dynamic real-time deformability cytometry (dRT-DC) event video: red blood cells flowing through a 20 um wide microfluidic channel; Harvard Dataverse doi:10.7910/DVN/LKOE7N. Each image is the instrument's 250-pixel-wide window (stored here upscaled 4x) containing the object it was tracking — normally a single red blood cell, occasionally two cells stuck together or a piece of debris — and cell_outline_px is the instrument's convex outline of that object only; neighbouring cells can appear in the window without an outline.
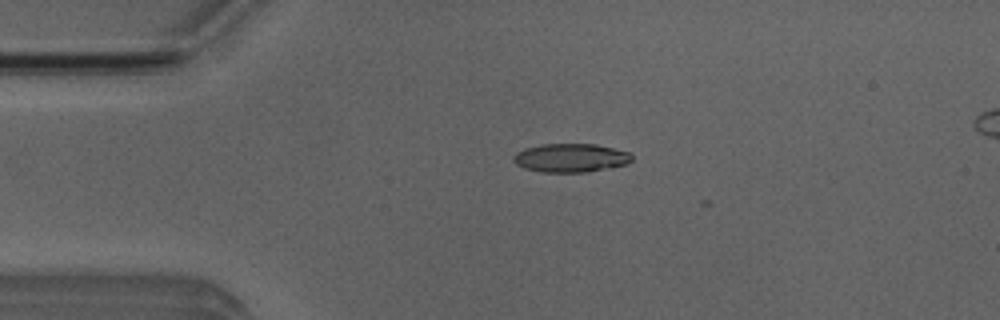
{"species": "Egyptian fruit bat (a non-hibernating species)", "species_latin": "Rousettus aegyptiacus", "temperature_condition": "room temperature", "stored_images_in_passage": 3, "camera_frame_rate_fps": 3000, "um_per_image_px": 0.085, "animal": {"sex": "male"}, "frame": {"image": 1, "passage_image": 2, "time_ms": 0.333, "image_size_px": [1000, 320], "cell_outline_px": [[632, 160], [628, 164], [612, 168], [588, 172], [544, 172], [524, 168], [516, 164], [512, 160], [512, 156], [516, 152], [524, 148], [540, 144], [596, 144], [628, 152], [632, 156]], "centroid_in_image_um": [48.5, 13.42], "position_along_channel_um": 36.5, "area_um2": 19.94}}